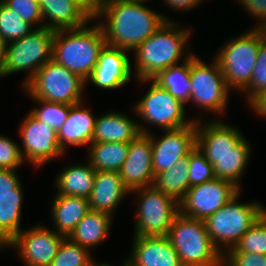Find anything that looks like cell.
<instances>
[{"label":"cell","instance_id":"15","mask_svg":"<svg viewBox=\"0 0 266 266\" xmlns=\"http://www.w3.org/2000/svg\"><path fill=\"white\" fill-rule=\"evenodd\" d=\"M65 238L41 223L22 230L4 249H15L25 266H50Z\"/></svg>","mask_w":266,"mask_h":266},{"label":"cell","instance_id":"38","mask_svg":"<svg viewBox=\"0 0 266 266\" xmlns=\"http://www.w3.org/2000/svg\"><path fill=\"white\" fill-rule=\"evenodd\" d=\"M20 148L17 142L4 134H0V169L17 170L26 163Z\"/></svg>","mask_w":266,"mask_h":266},{"label":"cell","instance_id":"11","mask_svg":"<svg viewBox=\"0 0 266 266\" xmlns=\"http://www.w3.org/2000/svg\"><path fill=\"white\" fill-rule=\"evenodd\" d=\"M183 266H204L220 251L212 243L203 220L178 213L167 236Z\"/></svg>","mask_w":266,"mask_h":266},{"label":"cell","instance_id":"17","mask_svg":"<svg viewBox=\"0 0 266 266\" xmlns=\"http://www.w3.org/2000/svg\"><path fill=\"white\" fill-rule=\"evenodd\" d=\"M130 51L105 45L101 50L97 65L94 67L87 84H92L102 90H116L124 87L132 75V63L128 54Z\"/></svg>","mask_w":266,"mask_h":266},{"label":"cell","instance_id":"47","mask_svg":"<svg viewBox=\"0 0 266 266\" xmlns=\"http://www.w3.org/2000/svg\"><path fill=\"white\" fill-rule=\"evenodd\" d=\"M91 266H112V265H110L108 263L106 264V262L105 263H98L94 260ZM121 266H129V262H128L127 258L123 261Z\"/></svg>","mask_w":266,"mask_h":266},{"label":"cell","instance_id":"45","mask_svg":"<svg viewBox=\"0 0 266 266\" xmlns=\"http://www.w3.org/2000/svg\"><path fill=\"white\" fill-rule=\"evenodd\" d=\"M83 4L93 15L99 10L105 0H78Z\"/></svg>","mask_w":266,"mask_h":266},{"label":"cell","instance_id":"48","mask_svg":"<svg viewBox=\"0 0 266 266\" xmlns=\"http://www.w3.org/2000/svg\"><path fill=\"white\" fill-rule=\"evenodd\" d=\"M124 1H132V2H148L149 0H124Z\"/></svg>","mask_w":266,"mask_h":266},{"label":"cell","instance_id":"4","mask_svg":"<svg viewBox=\"0 0 266 266\" xmlns=\"http://www.w3.org/2000/svg\"><path fill=\"white\" fill-rule=\"evenodd\" d=\"M95 21L93 18L79 28L56 30L53 40L52 59L85 81L106 45L103 30Z\"/></svg>","mask_w":266,"mask_h":266},{"label":"cell","instance_id":"3","mask_svg":"<svg viewBox=\"0 0 266 266\" xmlns=\"http://www.w3.org/2000/svg\"><path fill=\"white\" fill-rule=\"evenodd\" d=\"M191 34V29L183 28L174 21H166L132 51L135 54L132 67V71H135L134 78L153 79L162 70L188 59L194 53L184 52L188 51Z\"/></svg>","mask_w":266,"mask_h":266},{"label":"cell","instance_id":"18","mask_svg":"<svg viewBox=\"0 0 266 266\" xmlns=\"http://www.w3.org/2000/svg\"><path fill=\"white\" fill-rule=\"evenodd\" d=\"M123 184L131 192L151 186L154 181L152 141L148 134H140L129 142L127 158L119 171Z\"/></svg>","mask_w":266,"mask_h":266},{"label":"cell","instance_id":"1","mask_svg":"<svg viewBox=\"0 0 266 266\" xmlns=\"http://www.w3.org/2000/svg\"><path fill=\"white\" fill-rule=\"evenodd\" d=\"M200 117L193 118L197 128L196 146L213 166L216 178L229 181L241 190V178L252 154L250 142L235 126L219 119L202 123Z\"/></svg>","mask_w":266,"mask_h":266},{"label":"cell","instance_id":"13","mask_svg":"<svg viewBox=\"0 0 266 266\" xmlns=\"http://www.w3.org/2000/svg\"><path fill=\"white\" fill-rule=\"evenodd\" d=\"M19 136L22 141L20 148L25 162L38 168L64 153L58 142L57 132L36 119L30 112L20 121Z\"/></svg>","mask_w":266,"mask_h":266},{"label":"cell","instance_id":"22","mask_svg":"<svg viewBox=\"0 0 266 266\" xmlns=\"http://www.w3.org/2000/svg\"><path fill=\"white\" fill-rule=\"evenodd\" d=\"M96 117L85 108L83 101L71 105L66 121L57 132L59 146L64 153L68 145L88 147L92 143Z\"/></svg>","mask_w":266,"mask_h":266},{"label":"cell","instance_id":"30","mask_svg":"<svg viewBox=\"0 0 266 266\" xmlns=\"http://www.w3.org/2000/svg\"><path fill=\"white\" fill-rule=\"evenodd\" d=\"M24 197L0 198V251L23 230L21 212Z\"/></svg>","mask_w":266,"mask_h":266},{"label":"cell","instance_id":"20","mask_svg":"<svg viewBox=\"0 0 266 266\" xmlns=\"http://www.w3.org/2000/svg\"><path fill=\"white\" fill-rule=\"evenodd\" d=\"M38 2L43 16V27L54 30L79 28L94 18V15L78 0H38Z\"/></svg>","mask_w":266,"mask_h":266},{"label":"cell","instance_id":"14","mask_svg":"<svg viewBox=\"0 0 266 266\" xmlns=\"http://www.w3.org/2000/svg\"><path fill=\"white\" fill-rule=\"evenodd\" d=\"M240 191L233 183L215 178L190 187L179 202V212L187 217L204 221Z\"/></svg>","mask_w":266,"mask_h":266},{"label":"cell","instance_id":"49","mask_svg":"<svg viewBox=\"0 0 266 266\" xmlns=\"http://www.w3.org/2000/svg\"><path fill=\"white\" fill-rule=\"evenodd\" d=\"M263 31H264L265 36H266V26L263 28Z\"/></svg>","mask_w":266,"mask_h":266},{"label":"cell","instance_id":"24","mask_svg":"<svg viewBox=\"0 0 266 266\" xmlns=\"http://www.w3.org/2000/svg\"><path fill=\"white\" fill-rule=\"evenodd\" d=\"M89 211L88 198L55 194L51 202L52 229L68 237Z\"/></svg>","mask_w":266,"mask_h":266},{"label":"cell","instance_id":"33","mask_svg":"<svg viewBox=\"0 0 266 266\" xmlns=\"http://www.w3.org/2000/svg\"><path fill=\"white\" fill-rule=\"evenodd\" d=\"M93 254L87 248L72 242L66 237L59 247L56 256L53 258L50 266H91Z\"/></svg>","mask_w":266,"mask_h":266},{"label":"cell","instance_id":"21","mask_svg":"<svg viewBox=\"0 0 266 266\" xmlns=\"http://www.w3.org/2000/svg\"><path fill=\"white\" fill-rule=\"evenodd\" d=\"M131 194L117 171H96L94 185L88 198L90 210L114 216L124 196Z\"/></svg>","mask_w":266,"mask_h":266},{"label":"cell","instance_id":"43","mask_svg":"<svg viewBox=\"0 0 266 266\" xmlns=\"http://www.w3.org/2000/svg\"><path fill=\"white\" fill-rule=\"evenodd\" d=\"M248 104L255 115L261 116L266 120V91L254 97Z\"/></svg>","mask_w":266,"mask_h":266},{"label":"cell","instance_id":"26","mask_svg":"<svg viewBox=\"0 0 266 266\" xmlns=\"http://www.w3.org/2000/svg\"><path fill=\"white\" fill-rule=\"evenodd\" d=\"M113 217L104 212L90 210L77 224L68 238L93 252L109 235Z\"/></svg>","mask_w":266,"mask_h":266},{"label":"cell","instance_id":"32","mask_svg":"<svg viewBox=\"0 0 266 266\" xmlns=\"http://www.w3.org/2000/svg\"><path fill=\"white\" fill-rule=\"evenodd\" d=\"M35 28L0 0V39L6 44L28 35Z\"/></svg>","mask_w":266,"mask_h":266},{"label":"cell","instance_id":"27","mask_svg":"<svg viewBox=\"0 0 266 266\" xmlns=\"http://www.w3.org/2000/svg\"><path fill=\"white\" fill-rule=\"evenodd\" d=\"M87 148V161L96 171L119 172L127 158L129 143L92 142Z\"/></svg>","mask_w":266,"mask_h":266},{"label":"cell","instance_id":"36","mask_svg":"<svg viewBox=\"0 0 266 266\" xmlns=\"http://www.w3.org/2000/svg\"><path fill=\"white\" fill-rule=\"evenodd\" d=\"M264 91H266V39L260 45L251 82L242 93L246 94V100L249 103Z\"/></svg>","mask_w":266,"mask_h":266},{"label":"cell","instance_id":"16","mask_svg":"<svg viewBox=\"0 0 266 266\" xmlns=\"http://www.w3.org/2000/svg\"><path fill=\"white\" fill-rule=\"evenodd\" d=\"M196 121L192 124L176 129L165 130L160 138L155 134H148L152 141V161L154 176L170 169L181 158L188 156L196 147Z\"/></svg>","mask_w":266,"mask_h":266},{"label":"cell","instance_id":"42","mask_svg":"<svg viewBox=\"0 0 266 266\" xmlns=\"http://www.w3.org/2000/svg\"><path fill=\"white\" fill-rule=\"evenodd\" d=\"M204 0H163L164 5L167 7L174 9V11H191L192 8L199 7V4H202Z\"/></svg>","mask_w":266,"mask_h":266},{"label":"cell","instance_id":"40","mask_svg":"<svg viewBox=\"0 0 266 266\" xmlns=\"http://www.w3.org/2000/svg\"><path fill=\"white\" fill-rule=\"evenodd\" d=\"M243 6L249 16L257 20L253 28L263 29L266 26V0H236Z\"/></svg>","mask_w":266,"mask_h":266},{"label":"cell","instance_id":"41","mask_svg":"<svg viewBox=\"0 0 266 266\" xmlns=\"http://www.w3.org/2000/svg\"><path fill=\"white\" fill-rule=\"evenodd\" d=\"M234 266H266V255L250 252H226Z\"/></svg>","mask_w":266,"mask_h":266},{"label":"cell","instance_id":"23","mask_svg":"<svg viewBox=\"0 0 266 266\" xmlns=\"http://www.w3.org/2000/svg\"><path fill=\"white\" fill-rule=\"evenodd\" d=\"M138 123L118 111L103 113L96 117L92 142L129 143L141 134Z\"/></svg>","mask_w":266,"mask_h":266},{"label":"cell","instance_id":"28","mask_svg":"<svg viewBox=\"0 0 266 266\" xmlns=\"http://www.w3.org/2000/svg\"><path fill=\"white\" fill-rule=\"evenodd\" d=\"M153 80L184 105L190 102V57L162 70Z\"/></svg>","mask_w":266,"mask_h":266},{"label":"cell","instance_id":"25","mask_svg":"<svg viewBox=\"0 0 266 266\" xmlns=\"http://www.w3.org/2000/svg\"><path fill=\"white\" fill-rule=\"evenodd\" d=\"M64 167L56 176L55 194L89 198L94 185L96 170L90 163H75Z\"/></svg>","mask_w":266,"mask_h":266},{"label":"cell","instance_id":"5","mask_svg":"<svg viewBox=\"0 0 266 266\" xmlns=\"http://www.w3.org/2000/svg\"><path fill=\"white\" fill-rule=\"evenodd\" d=\"M266 39L263 29L250 28L236 38L227 40L214 59L230 91L243 92L250 84L261 43Z\"/></svg>","mask_w":266,"mask_h":266},{"label":"cell","instance_id":"29","mask_svg":"<svg viewBox=\"0 0 266 266\" xmlns=\"http://www.w3.org/2000/svg\"><path fill=\"white\" fill-rule=\"evenodd\" d=\"M188 161L189 155L181 158L170 169L155 175L152 185L179 203L189 189Z\"/></svg>","mask_w":266,"mask_h":266},{"label":"cell","instance_id":"12","mask_svg":"<svg viewBox=\"0 0 266 266\" xmlns=\"http://www.w3.org/2000/svg\"><path fill=\"white\" fill-rule=\"evenodd\" d=\"M130 193H136L137 198L134 236H168L173 220L179 213V203L153 185Z\"/></svg>","mask_w":266,"mask_h":266},{"label":"cell","instance_id":"19","mask_svg":"<svg viewBox=\"0 0 266 266\" xmlns=\"http://www.w3.org/2000/svg\"><path fill=\"white\" fill-rule=\"evenodd\" d=\"M129 266H183L167 236H134Z\"/></svg>","mask_w":266,"mask_h":266},{"label":"cell","instance_id":"8","mask_svg":"<svg viewBox=\"0 0 266 266\" xmlns=\"http://www.w3.org/2000/svg\"><path fill=\"white\" fill-rule=\"evenodd\" d=\"M56 30L35 28L28 35L6 44L4 77L26 72L24 87L36 72L52 59L53 40Z\"/></svg>","mask_w":266,"mask_h":266},{"label":"cell","instance_id":"31","mask_svg":"<svg viewBox=\"0 0 266 266\" xmlns=\"http://www.w3.org/2000/svg\"><path fill=\"white\" fill-rule=\"evenodd\" d=\"M23 90L33 102L39 104L37 105L38 107L35 106V108L30 109L29 112L36 119L58 132L68 117L71 105L34 98L24 88Z\"/></svg>","mask_w":266,"mask_h":266},{"label":"cell","instance_id":"2","mask_svg":"<svg viewBox=\"0 0 266 266\" xmlns=\"http://www.w3.org/2000/svg\"><path fill=\"white\" fill-rule=\"evenodd\" d=\"M93 17L103 30L106 45L130 53L166 21H174L146 7L144 2L124 0H105Z\"/></svg>","mask_w":266,"mask_h":266},{"label":"cell","instance_id":"6","mask_svg":"<svg viewBox=\"0 0 266 266\" xmlns=\"http://www.w3.org/2000/svg\"><path fill=\"white\" fill-rule=\"evenodd\" d=\"M241 192L204 220L208 235L220 253H226L235 247L249 228L266 212V207L256 200L238 202Z\"/></svg>","mask_w":266,"mask_h":266},{"label":"cell","instance_id":"35","mask_svg":"<svg viewBox=\"0 0 266 266\" xmlns=\"http://www.w3.org/2000/svg\"><path fill=\"white\" fill-rule=\"evenodd\" d=\"M188 175L189 188L216 178L213 166L197 146L189 153Z\"/></svg>","mask_w":266,"mask_h":266},{"label":"cell","instance_id":"46","mask_svg":"<svg viewBox=\"0 0 266 266\" xmlns=\"http://www.w3.org/2000/svg\"><path fill=\"white\" fill-rule=\"evenodd\" d=\"M6 43L0 39V78L4 77Z\"/></svg>","mask_w":266,"mask_h":266},{"label":"cell","instance_id":"34","mask_svg":"<svg viewBox=\"0 0 266 266\" xmlns=\"http://www.w3.org/2000/svg\"><path fill=\"white\" fill-rule=\"evenodd\" d=\"M227 252H250L266 255V212Z\"/></svg>","mask_w":266,"mask_h":266},{"label":"cell","instance_id":"39","mask_svg":"<svg viewBox=\"0 0 266 266\" xmlns=\"http://www.w3.org/2000/svg\"><path fill=\"white\" fill-rule=\"evenodd\" d=\"M17 170L0 169V198L24 197Z\"/></svg>","mask_w":266,"mask_h":266},{"label":"cell","instance_id":"9","mask_svg":"<svg viewBox=\"0 0 266 266\" xmlns=\"http://www.w3.org/2000/svg\"><path fill=\"white\" fill-rule=\"evenodd\" d=\"M86 81L53 59L23 87L32 97L74 105L83 101Z\"/></svg>","mask_w":266,"mask_h":266},{"label":"cell","instance_id":"44","mask_svg":"<svg viewBox=\"0 0 266 266\" xmlns=\"http://www.w3.org/2000/svg\"><path fill=\"white\" fill-rule=\"evenodd\" d=\"M204 266H234V263L226 253H220L214 260L207 262Z\"/></svg>","mask_w":266,"mask_h":266},{"label":"cell","instance_id":"37","mask_svg":"<svg viewBox=\"0 0 266 266\" xmlns=\"http://www.w3.org/2000/svg\"><path fill=\"white\" fill-rule=\"evenodd\" d=\"M11 10L34 28L43 27V16L38 0H2ZM39 24V26L37 25ZM38 26V27H36Z\"/></svg>","mask_w":266,"mask_h":266},{"label":"cell","instance_id":"7","mask_svg":"<svg viewBox=\"0 0 266 266\" xmlns=\"http://www.w3.org/2000/svg\"><path fill=\"white\" fill-rule=\"evenodd\" d=\"M138 83H151L149 90L137 104L134 105L136 116L142 119L138 123L142 134H150L149 124L159 127L162 131L176 130L186 127L194 122L187 118L185 105L173 97L166 89H163L153 79L137 80Z\"/></svg>","mask_w":266,"mask_h":266},{"label":"cell","instance_id":"10","mask_svg":"<svg viewBox=\"0 0 266 266\" xmlns=\"http://www.w3.org/2000/svg\"><path fill=\"white\" fill-rule=\"evenodd\" d=\"M208 65L195 54L190 56V81L192 84L190 102L199 109H204L213 115H225L229 88L215 59Z\"/></svg>","mask_w":266,"mask_h":266}]
</instances>
